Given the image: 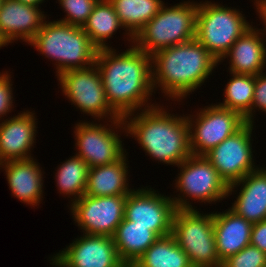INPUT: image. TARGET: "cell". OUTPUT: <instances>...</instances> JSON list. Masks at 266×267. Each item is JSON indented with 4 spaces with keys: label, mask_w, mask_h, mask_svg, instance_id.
I'll return each mask as SVG.
<instances>
[{
    "label": "cell",
    "mask_w": 266,
    "mask_h": 267,
    "mask_svg": "<svg viewBox=\"0 0 266 267\" xmlns=\"http://www.w3.org/2000/svg\"><path fill=\"white\" fill-rule=\"evenodd\" d=\"M128 47L119 54L113 48L100 49L95 60L107 101L121 118L157 105L148 102L155 94L151 55Z\"/></svg>",
    "instance_id": "6da1fadb"
},
{
    "label": "cell",
    "mask_w": 266,
    "mask_h": 267,
    "mask_svg": "<svg viewBox=\"0 0 266 267\" xmlns=\"http://www.w3.org/2000/svg\"><path fill=\"white\" fill-rule=\"evenodd\" d=\"M151 57L154 91L159 87L166 97L178 102L201 87L219 65L196 38L162 49Z\"/></svg>",
    "instance_id": "7a4b0ae2"
},
{
    "label": "cell",
    "mask_w": 266,
    "mask_h": 267,
    "mask_svg": "<svg viewBox=\"0 0 266 267\" xmlns=\"http://www.w3.org/2000/svg\"><path fill=\"white\" fill-rule=\"evenodd\" d=\"M165 110L157 104L125 116L126 134L135 138L152 159L178 166L192 155L189 124L184 114L171 115Z\"/></svg>",
    "instance_id": "3957f363"
},
{
    "label": "cell",
    "mask_w": 266,
    "mask_h": 267,
    "mask_svg": "<svg viewBox=\"0 0 266 267\" xmlns=\"http://www.w3.org/2000/svg\"><path fill=\"white\" fill-rule=\"evenodd\" d=\"M28 45L56 61V76L95 64L98 51L82 27L55 20L45 21Z\"/></svg>",
    "instance_id": "277c9868"
},
{
    "label": "cell",
    "mask_w": 266,
    "mask_h": 267,
    "mask_svg": "<svg viewBox=\"0 0 266 267\" xmlns=\"http://www.w3.org/2000/svg\"><path fill=\"white\" fill-rule=\"evenodd\" d=\"M198 2L162 5L160 11L136 34L133 45L148 55L190 41L196 35Z\"/></svg>",
    "instance_id": "5b68a950"
},
{
    "label": "cell",
    "mask_w": 266,
    "mask_h": 267,
    "mask_svg": "<svg viewBox=\"0 0 266 267\" xmlns=\"http://www.w3.org/2000/svg\"><path fill=\"white\" fill-rule=\"evenodd\" d=\"M236 8L212 3H198L195 38L220 63L236 40L252 24Z\"/></svg>",
    "instance_id": "8992f818"
},
{
    "label": "cell",
    "mask_w": 266,
    "mask_h": 267,
    "mask_svg": "<svg viewBox=\"0 0 266 267\" xmlns=\"http://www.w3.org/2000/svg\"><path fill=\"white\" fill-rule=\"evenodd\" d=\"M172 235L193 267L222 266L216 249L213 212L203 214L197 209H176Z\"/></svg>",
    "instance_id": "52a82bcc"
},
{
    "label": "cell",
    "mask_w": 266,
    "mask_h": 267,
    "mask_svg": "<svg viewBox=\"0 0 266 267\" xmlns=\"http://www.w3.org/2000/svg\"><path fill=\"white\" fill-rule=\"evenodd\" d=\"M177 167L175 188L180 195L172 197L176 209H195L189 200L216 203L228 197L229 186L204 155H190Z\"/></svg>",
    "instance_id": "ba28073f"
},
{
    "label": "cell",
    "mask_w": 266,
    "mask_h": 267,
    "mask_svg": "<svg viewBox=\"0 0 266 267\" xmlns=\"http://www.w3.org/2000/svg\"><path fill=\"white\" fill-rule=\"evenodd\" d=\"M63 95L84 114L96 120L121 118L109 105L96 64L57 76Z\"/></svg>",
    "instance_id": "9c48e42d"
},
{
    "label": "cell",
    "mask_w": 266,
    "mask_h": 267,
    "mask_svg": "<svg viewBox=\"0 0 266 267\" xmlns=\"http://www.w3.org/2000/svg\"><path fill=\"white\" fill-rule=\"evenodd\" d=\"M108 122L111 124L103 125L85 120L75 124V148L78 151L75 155L85 161L89 168L112 164L126 153L122 138L117 132V129H124L123 132L126 133L123 119H112Z\"/></svg>",
    "instance_id": "30bf717a"
},
{
    "label": "cell",
    "mask_w": 266,
    "mask_h": 267,
    "mask_svg": "<svg viewBox=\"0 0 266 267\" xmlns=\"http://www.w3.org/2000/svg\"><path fill=\"white\" fill-rule=\"evenodd\" d=\"M198 111L196 116H186L192 155H205L247 123L240 113L222 108L217 103Z\"/></svg>",
    "instance_id": "8fae6325"
},
{
    "label": "cell",
    "mask_w": 266,
    "mask_h": 267,
    "mask_svg": "<svg viewBox=\"0 0 266 267\" xmlns=\"http://www.w3.org/2000/svg\"><path fill=\"white\" fill-rule=\"evenodd\" d=\"M253 125L247 122L239 131L204 155L228 186L259 168L255 166L253 159Z\"/></svg>",
    "instance_id": "7c38bea8"
},
{
    "label": "cell",
    "mask_w": 266,
    "mask_h": 267,
    "mask_svg": "<svg viewBox=\"0 0 266 267\" xmlns=\"http://www.w3.org/2000/svg\"><path fill=\"white\" fill-rule=\"evenodd\" d=\"M127 195H83L71 203V214L83 234L113 237L124 219Z\"/></svg>",
    "instance_id": "4fadbf2b"
},
{
    "label": "cell",
    "mask_w": 266,
    "mask_h": 267,
    "mask_svg": "<svg viewBox=\"0 0 266 267\" xmlns=\"http://www.w3.org/2000/svg\"><path fill=\"white\" fill-rule=\"evenodd\" d=\"M175 210L171 196L157 193L148 186L133 188L126 198L124 218L134 225L148 226L159 237H164L172 234Z\"/></svg>",
    "instance_id": "5bb4252c"
},
{
    "label": "cell",
    "mask_w": 266,
    "mask_h": 267,
    "mask_svg": "<svg viewBox=\"0 0 266 267\" xmlns=\"http://www.w3.org/2000/svg\"><path fill=\"white\" fill-rule=\"evenodd\" d=\"M49 261L54 267H126L113 237L105 235L83 234Z\"/></svg>",
    "instance_id": "9a60e30c"
},
{
    "label": "cell",
    "mask_w": 266,
    "mask_h": 267,
    "mask_svg": "<svg viewBox=\"0 0 266 267\" xmlns=\"http://www.w3.org/2000/svg\"><path fill=\"white\" fill-rule=\"evenodd\" d=\"M34 114L27 110L0 122V163L33 158L30 152L37 133Z\"/></svg>",
    "instance_id": "2e32d148"
},
{
    "label": "cell",
    "mask_w": 266,
    "mask_h": 267,
    "mask_svg": "<svg viewBox=\"0 0 266 267\" xmlns=\"http://www.w3.org/2000/svg\"><path fill=\"white\" fill-rule=\"evenodd\" d=\"M43 13L17 0H4L0 9V33L8 43L21 39L29 44L46 21Z\"/></svg>",
    "instance_id": "e0dca14e"
},
{
    "label": "cell",
    "mask_w": 266,
    "mask_h": 267,
    "mask_svg": "<svg viewBox=\"0 0 266 267\" xmlns=\"http://www.w3.org/2000/svg\"><path fill=\"white\" fill-rule=\"evenodd\" d=\"M4 169L12 196L26 205L39 206L43 196V172L34 158L0 163Z\"/></svg>",
    "instance_id": "ac0fdd59"
},
{
    "label": "cell",
    "mask_w": 266,
    "mask_h": 267,
    "mask_svg": "<svg viewBox=\"0 0 266 267\" xmlns=\"http://www.w3.org/2000/svg\"><path fill=\"white\" fill-rule=\"evenodd\" d=\"M236 186H241L240 192L230 209L252 224L266 220V167H259L230 185L228 197Z\"/></svg>",
    "instance_id": "d6986e66"
},
{
    "label": "cell",
    "mask_w": 266,
    "mask_h": 267,
    "mask_svg": "<svg viewBox=\"0 0 266 267\" xmlns=\"http://www.w3.org/2000/svg\"><path fill=\"white\" fill-rule=\"evenodd\" d=\"M253 27L251 26L236 40L220 61L230 58L227 59L230 60L229 72L256 76L264 71L266 67V43L261 37L259 29Z\"/></svg>",
    "instance_id": "ffe728a7"
},
{
    "label": "cell",
    "mask_w": 266,
    "mask_h": 267,
    "mask_svg": "<svg viewBox=\"0 0 266 267\" xmlns=\"http://www.w3.org/2000/svg\"><path fill=\"white\" fill-rule=\"evenodd\" d=\"M252 225L230 208L224 212H213L216 249L222 262L250 244Z\"/></svg>",
    "instance_id": "44dd1931"
},
{
    "label": "cell",
    "mask_w": 266,
    "mask_h": 267,
    "mask_svg": "<svg viewBox=\"0 0 266 267\" xmlns=\"http://www.w3.org/2000/svg\"><path fill=\"white\" fill-rule=\"evenodd\" d=\"M127 153L112 164L91 167L88 171L85 195L92 197L128 195Z\"/></svg>",
    "instance_id": "7402d4cb"
},
{
    "label": "cell",
    "mask_w": 266,
    "mask_h": 267,
    "mask_svg": "<svg viewBox=\"0 0 266 267\" xmlns=\"http://www.w3.org/2000/svg\"><path fill=\"white\" fill-rule=\"evenodd\" d=\"M158 238L150 227L134 225L133 221L125 218L113 236L118 255L126 267H132Z\"/></svg>",
    "instance_id": "603a6c76"
},
{
    "label": "cell",
    "mask_w": 266,
    "mask_h": 267,
    "mask_svg": "<svg viewBox=\"0 0 266 267\" xmlns=\"http://www.w3.org/2000/svg\"><path fill=\"white\" fill-rule=\"evenodd\" d=\"M124 27L128 41L133 38L165 4L162 0H109ZM128 31V32H127Z\"/></svg>",
    "instance_id": "cb8c5ba5"
},
{
    "label": "cell",
    "mask_w": 266,
    "mask_h": 267,
    "mask_svg": "<svg viewBox=\"0 0 266 267\" xmlns=\"http://www.w3.org/2000/svg\"><path fill=\"white\" fill-rule=\"evenodd\" d=\"M119 28L124 30L109 0H99L82 27L98 50L112 48L107 45V39L112 38Z\"/></svg>",
    "instance_id": "d4e9b609"
},
{
    "label": "cell",
    "mask_w": 266,
    "mask_h": 267,
    "mask_svg": "<svg viewBox=\"0 0 266 267\" xmlns=\"http://www.w3.org/2000/svg\"><path fill=\"white\" fill-rule=\"evenodd\" d=\"M132 267H193L172 234L159 237Z\"/></svg>",
    "instance_id": "484cf974"
},
{
    "label": "cell",
    "mask_w": 266,
    "mask_h": 267,
    "mask_svg": "<svg viewBox=\"0 0 266 267\" xmlns=\"http://www.w3.org/2000/svg\"><path fill=\"white\" fill-rule=\"evenodd\" d=\"M232 78L224 89V101L217 105L237 111L245 121L251 123V105L253 102V93L255 85V76L248 74H236L230 72Z\"/></svg>",
    "instance_id": "4316f807"
},
{
    "label": "cell",
    "mask_w": 266,
    "mask_h": 267,
    "mask_svg": "<svg viewBox=\"0 0 266 267\" xmlns=\"http://www.w3.org/2000/svg\"><path fill=\"white\" fill-rule=\"evenodd\" d=\"M55 181L60 194L68 198L72 203L85 195L89 167L85 161L77 155L72 156L57 168Z\"/></svg>",
    "instance_id": "83f0119b"
},
{
    "label": "cell",
    "mask_w": 266,
    "mask_h": 267,
    "mask_svg": "<svg viewBox=\"0 0 266 267\" xmlns=\"http://www.w3.org/2000/svg\"><path fill=\"white\" fill-rule=\"evenodd\" d=\"M99 0H58L67 15L58 21L83 27Z\"/></svg>",
    "instance_id": "f1b7e54d"
},
{
    "label": "cell",
    "mask_w": 266,
    "mask_h": 267,
    "mask_svg": "<svg viewBox=\"0 0 266 267\" xmlns=\"http://www.w3.org/2000/svg\"><path fill=\"white\" fill-rule=\"evenodd\" d=\"M221 267H266V253L249 244L224 260Z\"/></svg>",
    "instance_id": "f546056e"
},
{
    "label": "cell",
    "mask_w": 266,
    "mask_h": 267,
    "mask_svg": "<svg viewBox=\"0 0 266 267\" xmlns=\"http://www.w3.org/2000/svg\"><path fill=\"white\" fill-rule=\"evenodd\" d=\"M8 71L0 72V121L4 119V115H8L12 110L14 98L12 90L11 75ZM8 113V114H7ZM3 116V117H2ZM2 117V118H1Z\"/></svg>",
    "instance_id": "4dcf8cb0"
},
{
    "label": "cell",
    "mask_w": 266,
    "mask_h": 267,
    "mask_svg": "<svg viewBox=\"0 0 266 267\" xmlns=\"http://www.w3.org/2000/svg\"><path fill=\"white\" fill-rule=\"evenodd\" d=\"M258 108V109H257ZM255 110L266 113V72L255 76L253 102L251 105V123H254Z\"/></svg>",
    "instance_id": "1f68e13d"
},
{
    "label": "cell",
    "mask_w": 266,
    "mask_h": 267,
    "mask_svg": "<svg viewBox=\"0 0 266 267\" xmlns=\"http://www.w3.org/2000/svg\"><path fill=\"white\" fill-rule=\"evenodd\" d=\"M250 244L266 253V220L252 225Z\"/></svg>",
    "instance_id": "d6a6232c"
},
{
    "label": "cell",
    "mask_w": 266,
    "mask_h": 267,
    "mask_svg": "<svg viewBox=\"0 0 266 267\" xmlns=\"http://www.w3.org/2000/svg\"><path fill=\"white\" fill-rule=\"evenodd\" d=\"M254 5L256 6V10L259 15L258 18H260L261 21H263V25L265 26L264 29H259V31L262 35L263 40H265L264 42H266V4L255 1Z\"/></svg>",
    "instance_id": "836d02e7"
},
{
    "label": "cell",
    "mask_w": 266,
    "mask_h": 267,
    "mask_svg": "<svg viewBox=\"0 0 266 267\" xmlns=\"http://www.w3.org/2000/svg\"><path fill=\"white\" fill-rule=\"evenodd\" d=\"M23 4L29 5V6H33L36 8H39V4L41 6V4L45 1V0H17Z\"/></svg>",
    "instance_id": "e575fe53"
},
{
    "label": "cell",
    "mask_w": 266,
    "mask_h": 267,
    "mask_svg": "<svg viewBox=\"0 0 266 267\" xmlns=\"http://www.w3.org/2000/svg\"><path fill=\"white\" fill-rule=\"evenodd\" d=\"M9 43L5 40V38L2 36V34L0 33V49L1 47H4L6 45H8Z\"/></svg>",
    "instance_id": "d590c367"
},
{
    "label": "cell",
    "mask_w": 266,
    "mask_h": 267,
    "mask_svg": "<svg viewBox=\"0 0 266 267\" xmlns=\"http://www.w3.org/2000/svg\"><path fill=\"white\" fill-rule=\"evenodd\" d=\"M254 1H258V2H261V3H265L266 4V0H254Z\"/></svg>",
    "instance_id": "8d00e7d4"
},
{
    "label": "cell",
    "mask_w": 266,
    "mask_h": 267,
    "mask_svg": "<svg viewBox=\"0 0 266 267\" xmlns=\"http://www.w3.org/2000/svg\"><path fill=\"white\" fill-rule=\"evenodd\" d=\"M3 1H4V0H0V9H1V6H2Z\"/></svg>",
    "instance_id": "74e56055"
}]
</instances>
